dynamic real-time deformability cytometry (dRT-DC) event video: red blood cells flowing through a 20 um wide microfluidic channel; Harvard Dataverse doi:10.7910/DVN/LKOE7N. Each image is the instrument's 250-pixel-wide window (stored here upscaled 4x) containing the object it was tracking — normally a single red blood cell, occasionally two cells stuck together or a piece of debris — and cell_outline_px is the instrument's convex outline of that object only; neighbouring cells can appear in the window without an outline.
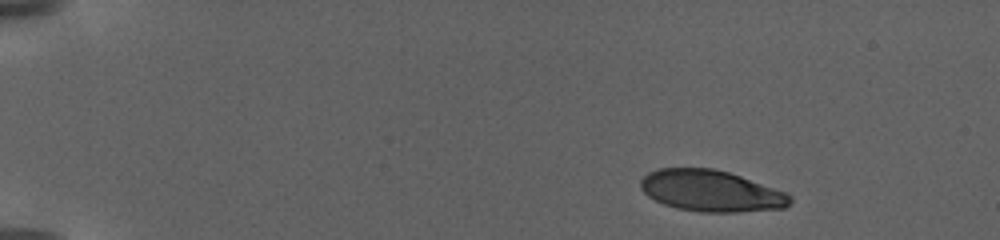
{"species": "human", "species_latin": "Homo sapiens", "temperature_condition": "warm", "stored_images_in_passage": 24, "camera_frame_rate_fps": 3000, "um_per_image_px": 0.085, "donor": {"sex": "female"}, "frame": {"image": 1, "passage_image": 1, "time_ms": 0.0, "image_size_px": [1000, 240], "cell_outline_px": [[792, 200], [784, 208], [736, 212], [700, 212], [676, 208], [664, 204], [648, 196], [640, 188], [640, 180], [648, 172], [660, 168], [712, 168], [728, 172], [788, 192], [792, 196]], "centroid_in_image_um": [60.44, 16.23], "position_along_channel_um": 24.6, "area_um2": 36.07}}
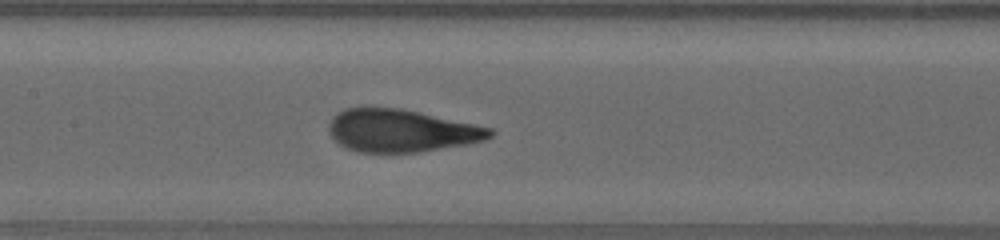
{"frame": {"image": 2, "passage_image": 17, "time_ms": 9.0, "image_size_px": [1000, 240], "cell_outline_px": [[496, 132], [492, 136], [484, 140], [468, 144], [416, 152], [356, 152], [344, 148], [332, 136], [328, 124], [332, 116], [344, 108], [400, 108], [492, 128]], "centroid_in_image_um": [34.09, 11.11], "position_along_channel_um": 173.3, "area_um2": 39.77}}
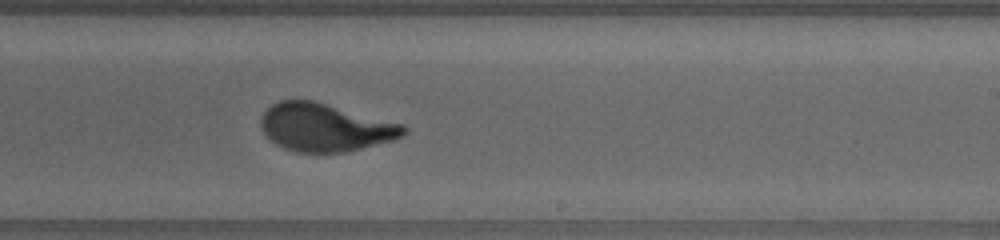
{"frame": {"image": 3, "passage_image": 24, "time_ms": 12.0, "image_size_px": [1000, 240], "cell_outline_px": [[408, 132], [404, 136], [392, 140], [344, 152], [296, 152], [284, 148], [268, 140], [260, 124], [260, 120], [264, 112], [272, 104], [280, 100], [312, 100], [404, 124], [408, 128]], "centroid_in_image_um": [27.63, 10.83], "position_along_channel_um": 261.4, "area_um2": 39.77}}